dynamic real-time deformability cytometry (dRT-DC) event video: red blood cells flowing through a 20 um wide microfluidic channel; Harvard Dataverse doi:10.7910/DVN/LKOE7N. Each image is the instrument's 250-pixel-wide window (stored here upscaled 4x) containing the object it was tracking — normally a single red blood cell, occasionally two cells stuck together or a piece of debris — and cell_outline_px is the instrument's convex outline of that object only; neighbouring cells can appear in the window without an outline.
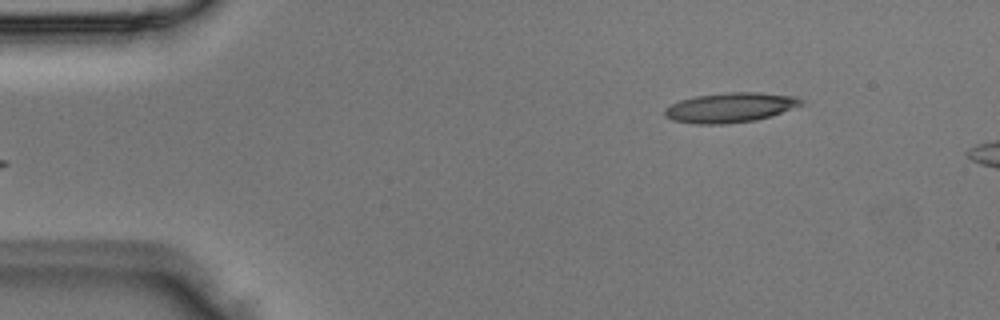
{"species": "Egyptian fruit bat (a non-hibernating species)", "species_latin": "Rousettus aegyptiacus", "temperature_condition": "room temperature", "stored_images_in_passage": 4, "camera_frame_rate_fps": 3000, "um_per_image_px": 0.085, "animal": {"sex": "male"}, "frame": {"image": 1, "passage_image": 4, "time_ms": 1.0, "image_size_px": [1000, 320], "cell_outline_px": [[804, 104], [756, 120], [724, 124], [696, 124], [672, 120], [664, 116], [664, 108], [680, 100], [696, 96], [728, 92], [760, 92], [796, 96], [804, 100]], "centroid_in_image_um": [62.05, 9.13], "position_along_channel_um": 22.9, "area_um2": 23.64}}